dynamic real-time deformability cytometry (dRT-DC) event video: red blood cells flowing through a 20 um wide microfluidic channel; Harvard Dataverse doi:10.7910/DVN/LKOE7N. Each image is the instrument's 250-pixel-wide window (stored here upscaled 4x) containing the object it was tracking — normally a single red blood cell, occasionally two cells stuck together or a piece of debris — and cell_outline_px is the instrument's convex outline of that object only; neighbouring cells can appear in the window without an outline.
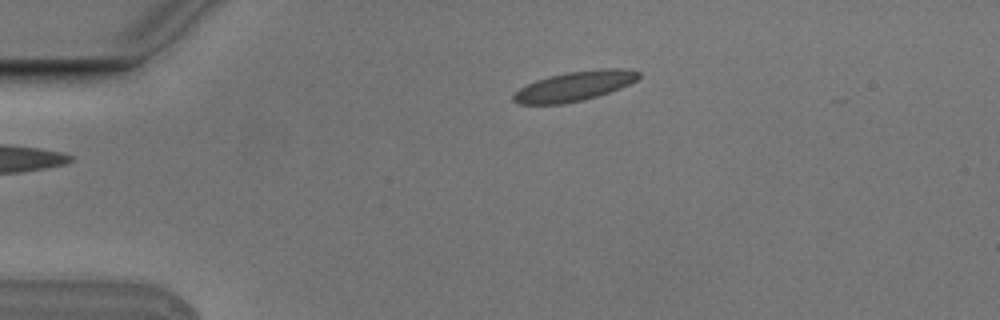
{"species": "Egyptian fruit bat (a non-hibernating species)", "species_latin": "Rousettus aegyptiacus", "temperature_condition": "cold", "stored_images_in_passage": 2, "camera_frame_rate_fps": 3000, "um_per_image_px": 0.085, "animal": {"sex": "male"}, "frame": {"image": 1, "passage_image": 2, "time_ms": 0.333, "image_size_px": [1000, 320], "cell_outline_px": [[640, 76], [636, 80], [620, 88], [596, 96], [580, 100], [560, 104], [520, 104], [512, 100], [512, 96], [520, 88], [536, 80], [548, 76], [568, 72], [600, 68], [624, 68], [640, 72]], "centroid_in_image_um": [48.83, 7.3], "position_along_channel_um": 36.2, "area_um2": 21.39}}